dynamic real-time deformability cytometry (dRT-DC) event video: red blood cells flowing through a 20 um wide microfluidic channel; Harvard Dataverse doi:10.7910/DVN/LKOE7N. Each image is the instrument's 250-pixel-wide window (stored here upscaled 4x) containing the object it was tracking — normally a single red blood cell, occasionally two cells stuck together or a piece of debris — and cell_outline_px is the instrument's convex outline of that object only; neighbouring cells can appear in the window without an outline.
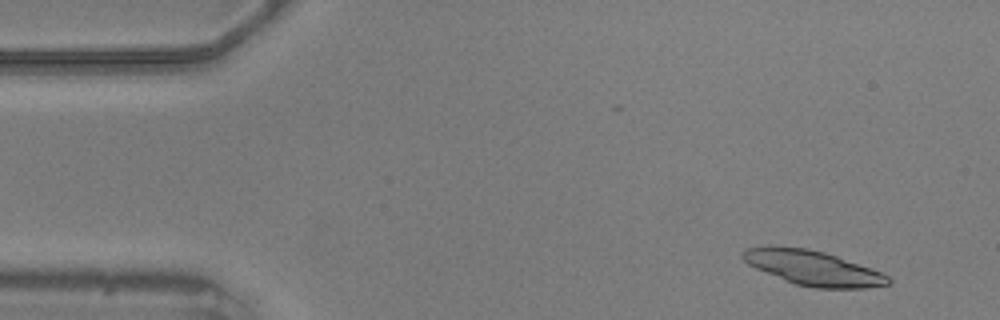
{"species": "common noctule bat (a hibernating species)", "species_latin": "Nyctalus noctula", "temperature_condition": "warm", "stored_images_in_passage": 55, "segment_of_instrument_passage": [1, 2], "camera_frame_rate_fps": 3000, "um_per_image_px": 0.085, "animal": {"sex": "male", "body_mass_g": 20.5, "forearm_length_mm": 52.5}, "frame": {"image": 1, "passage_image": 4, "time_ms": 1.0, "image_size_px": [1000, 320], "cell_outline_px": [[892, 284], [864, 288], [812, 288], [796, 284], [784, 280], [756, 268], [748, 264], [740, 256], [740, 252], [744, 248], [808, 248], [824, 252], [872, 268], [888, 276], [892, 280]], "centroid_in_image_um": [69.15, 22.81], "position_along_channel_um": 15.8, "area_um2": 28.96}}